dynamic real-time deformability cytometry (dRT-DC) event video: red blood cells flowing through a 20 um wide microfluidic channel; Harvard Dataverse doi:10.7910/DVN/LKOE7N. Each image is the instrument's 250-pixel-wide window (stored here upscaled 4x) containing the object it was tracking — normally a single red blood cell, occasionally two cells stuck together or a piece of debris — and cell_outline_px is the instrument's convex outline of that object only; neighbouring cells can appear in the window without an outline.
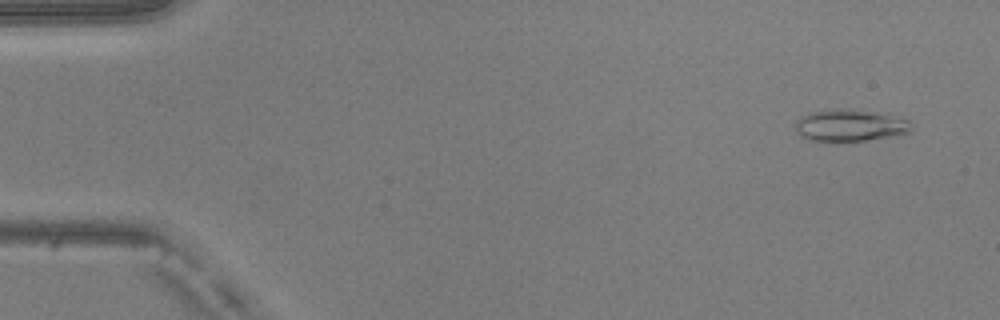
{"species": "common noctule bat (a hibernating species)", "species_latin": "Nyctalus noctula", "temperature_condition": "warm", "stored_images_in_passage": 12, "camera_frame_rate_fps": 3000, "um_per_image_px": 0.085, "animal": {"sex": "male", "body_mass_g": 20.5, "forearm_length_mm": 52.5}, "frame": {"image": 1, "passage_image": 3, "time_ms": 0.667, "image_size_px": [1000, 320], "cell_outline_px": [[912, 128], [908, 132], [888, 136], [864, 140], [808, 140], [800, 136], [796, 132], [796, 120], [800, 116], [808, 112], [888, 112], [900, 116], [908, 120], [912, 124]], "centroid_in_image_um": [72.28, 10.68], "position_along_channel_um": 12.7, "area_um2": 20.58}}